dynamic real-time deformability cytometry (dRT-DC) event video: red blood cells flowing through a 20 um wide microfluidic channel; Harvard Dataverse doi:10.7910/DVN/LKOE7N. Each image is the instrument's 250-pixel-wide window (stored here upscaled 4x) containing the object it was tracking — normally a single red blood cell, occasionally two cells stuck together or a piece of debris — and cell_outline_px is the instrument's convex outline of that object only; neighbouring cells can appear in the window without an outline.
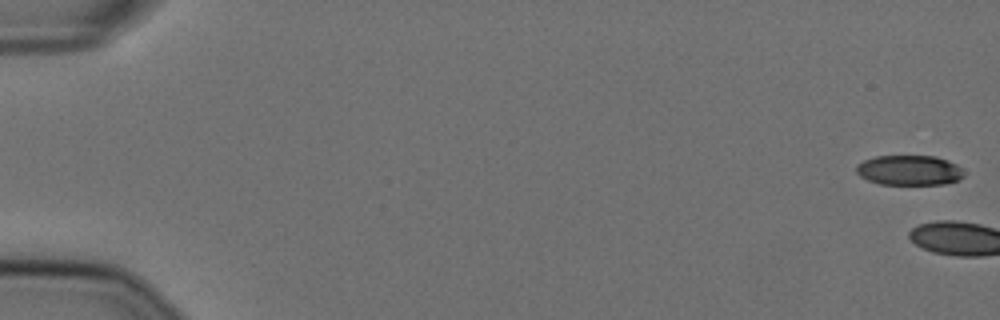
{"species": "Egyptian fruit bat (a non-hibernating species)", "species_latin": "Rousettus aegyptiacus", "temperature_condition": "cold", "stored_images_in_passage": 3, "camera_frame_rate_fps": 3000, "um_per_image_px": 0.085, "animal": {"sex": "female"}, "frame": {"image": 1, "passage_image": 1, "time_ms": 0.0, "image_size_px": [1000, 320], "cell_outline_px": [[964, 176], [960, 180], [944, 184], [880, 184], [868, 180], [860, 176], [856, 172], [856, 164], [864, 160], [876, 156], [936, 156], [948, 160], [964, 168]], "centroid_in_image_um": [77.32, 14.47], "position_along_channel_um": 7.7, "area_um2": 19.02}}